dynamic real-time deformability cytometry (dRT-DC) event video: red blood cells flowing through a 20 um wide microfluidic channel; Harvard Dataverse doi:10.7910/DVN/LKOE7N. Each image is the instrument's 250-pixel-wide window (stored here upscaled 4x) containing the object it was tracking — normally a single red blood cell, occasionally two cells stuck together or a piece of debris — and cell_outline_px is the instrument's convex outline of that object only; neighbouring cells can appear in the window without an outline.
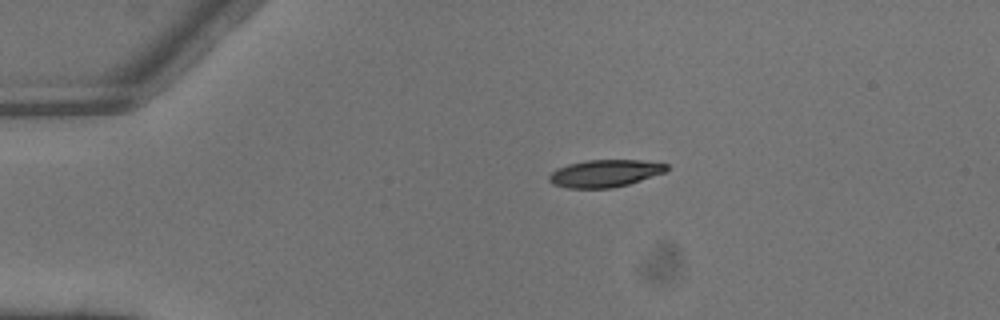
{"species": "common noctule bat (a hibernating species)", "species_latin": "Nyctalus noctula", "temperature_condition": "warm", "stored_images_in_passage": 2, "camera_frame_rate_fps": 3000, "um_per_image_px": 0.085, "animal": {"sex": "male", "body_mass_g": 13.3}, "frame": {"image": 1, "passage_image": 1, "time_ms": 0.0, "image_size_px": [1000, 320], "cell_outline_px": [[668, 168], [664, 172], [628, 184], [612, 188], [568, 188], [552, 184], [548, 180], [548, 176], [556, 168], [568, 164], [584, 160], [640, 160], [668, 164]], "centroid_in_image_um": [51.37, 14.73], "position_along_channel_um": 33.6, "area_um2": 18.67}}